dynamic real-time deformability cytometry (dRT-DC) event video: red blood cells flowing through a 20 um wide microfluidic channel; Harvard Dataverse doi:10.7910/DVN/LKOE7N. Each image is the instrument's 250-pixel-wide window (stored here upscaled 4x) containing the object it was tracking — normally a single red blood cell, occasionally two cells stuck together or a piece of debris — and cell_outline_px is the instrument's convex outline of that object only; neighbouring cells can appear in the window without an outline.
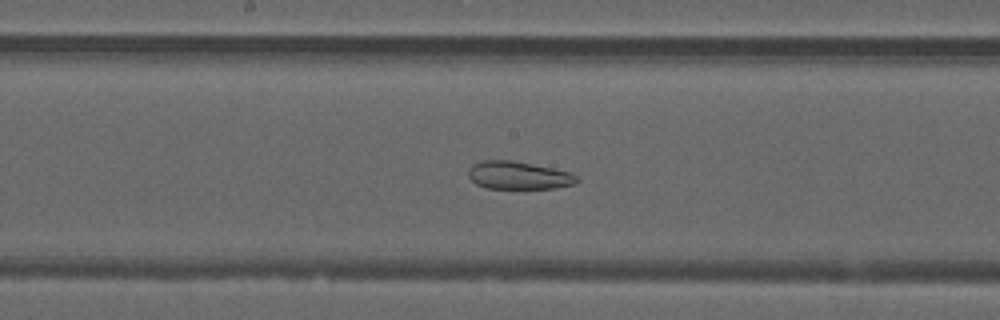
{"species": "common noctule bat (a hibernating species)", "species_latin": "Nyctalus noctula", "temperature_condition": "warm", "stored_images_in_passage": 51, "camera_frame_rate_fps": 3000, "um_per_image_px": 0.085, "animal": {"sex": "male", "forearm_length_mm": 52.5}, "frame": {"image": 1, "passage_image": 27, "time_ms": 8.667, "image_size_px": [1000, 320], "cell_outline_px": [[580, 180], [576, 184], [556, 188], [488, 188], [476, 184], [468, 176], [468, 168], [472, 164], [480, 160], [512, 160], [572, 172]], "centroid_in_image_um": [44.08, 14.9], "position_along_channel_um": 204.1, "area_um2": 17.74}}
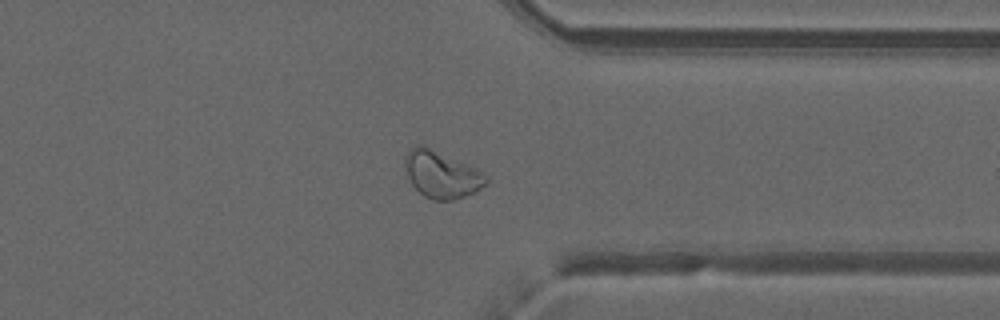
{"frame": {"image": 2, "passage_image": 40, "time_ms": 13.0, "image_size_px": [1000, 320], "cell_outline_px": [[488, 184], [456, 200], [436, 200], [424, 196], [412, 184], [404, 168], [404, 160], [408, 152], [416, 144], [424, 144], [468, 164], [476, 168], [488, 176]], "centroid_in_image_um": [37.53, 14.81], "position_along_channel_um": 373.9, "area_um2": 22.25}}
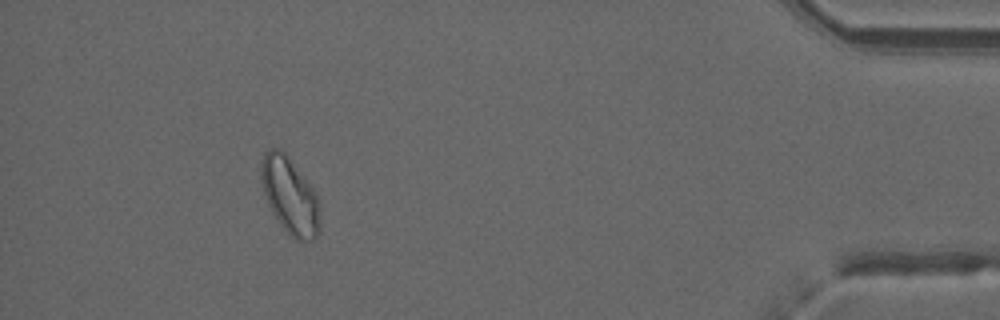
{"frame": {"image": 3, "passage_image": 47, "time_ms": 15.333, "image_size_px": [1000, 320], "cell_outline_px": [[320, 232], [312, 240], [296, 240], [288, 236], [272, 212], [268, 204], [264, 192], [260, 176], [260, 168], [264, 152], [268, 148], [280, 148], [288, 156], [316, 192], [320, 204]], "centroid_in_image_um": [24.65, 16.65], "position_along_channel_um": 410.5, "area_um2": 26.59}, "authors_computed_cell_mechanics": {"area_um2": 24.4494, "velocity_mm_per_s": 4.0091, "shape_relaxation_time_tau1_ms": null, "shape_relaxation_time_tau2_ms": 2.5399, "deformation_change_tau1": null, "deformation_change_tau2": 0.0915}}